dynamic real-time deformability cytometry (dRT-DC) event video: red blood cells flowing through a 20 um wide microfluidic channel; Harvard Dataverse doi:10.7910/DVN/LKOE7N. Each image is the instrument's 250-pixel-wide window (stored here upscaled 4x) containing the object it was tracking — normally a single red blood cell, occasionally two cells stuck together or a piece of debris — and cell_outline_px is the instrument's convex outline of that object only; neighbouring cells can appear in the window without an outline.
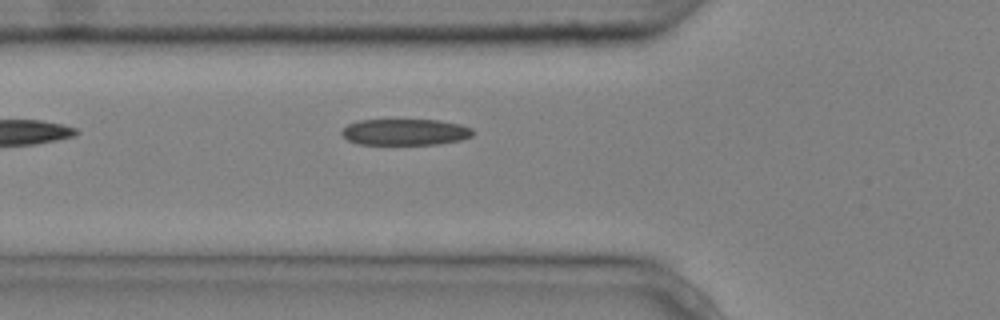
{"species": "common noctule bat (a hibernating species)", "species_latin": "Nyctalus noctula", "temperature_condition": "cold", "stored_images_in_passage": 6, "camera_frame_rate_fps": 3000, "um_per_image_px": 0.085, "animal": {"sex": "male", "body_mass_g": 20.4}, "frame": {"image": 1, "passage_image": 6, "time_ms": 1.667, "image_size_px": [1000, 320], "cell_outline_px": [[476, 132], [472, 136], [460, 140], [436, 144], [356, 144], [348, 140], [340, 132], [348, 124], [360, 120], [440, 120], [460, 124], [472, 128]], "centroid_in_image_um": [34.46, 11.22], "position_along_channel_um": 91.3, "area_um2": 20.11}}